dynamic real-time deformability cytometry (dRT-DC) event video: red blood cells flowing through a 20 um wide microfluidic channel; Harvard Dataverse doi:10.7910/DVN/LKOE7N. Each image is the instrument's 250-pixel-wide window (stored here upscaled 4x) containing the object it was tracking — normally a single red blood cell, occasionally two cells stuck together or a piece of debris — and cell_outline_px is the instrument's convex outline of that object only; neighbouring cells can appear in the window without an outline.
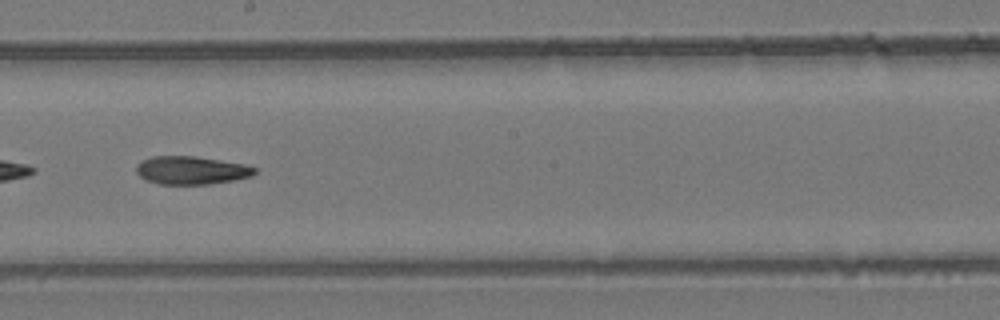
{"species": "common noctule bat (a hibernating species)", "species_latin": "Nyctalus noctula", "temperature_condition": "room temperature", "stored_images_in_passage": 50, "camera_frame_rate_fps": 3000, "um_per_image_px": 0.085, "animal": {"sex": "female", "body_mass_g": 24.6, "forearm_length_mm": 56.2}, "frame": {"image": 1, "passage_image": 29, "time_ms": 9.333, "image_size_px": [1000, 320], "cell_outline_px": [[256, 172], [252, 176], [236, 180], [208, 184], [160, 184], [148, 180], [140, 176], [136, 172], [136, 164], [140, 160], [152, 156], [196, 156], [244, 164], [256, 168]], "centroid_in_image_um": [16.25, 14.47], "position_along_channel_um": 231.9, "area_um2": 19.48}}